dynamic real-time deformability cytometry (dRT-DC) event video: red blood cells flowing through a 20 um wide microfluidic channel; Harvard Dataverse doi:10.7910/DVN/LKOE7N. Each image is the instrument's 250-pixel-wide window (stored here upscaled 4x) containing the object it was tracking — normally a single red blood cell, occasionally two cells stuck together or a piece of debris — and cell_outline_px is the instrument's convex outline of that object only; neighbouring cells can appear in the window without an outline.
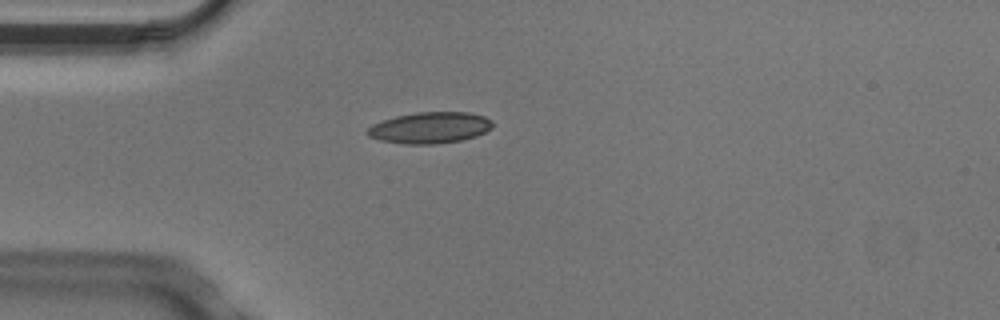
{"species": "Egyptian fruit bat (a non-hibernating species)", "species_latin": "Rousettus aegyptiacus", "temperature_condition": "cold", "stored_images_in_passage": 1, "camera_frame_rate_fps": 3000, "um_per_image_px": 0.085, "animal": {"sex": "male"}, "frame": {"image": 1, "passage_image": 1, "time_ms": 0.0, "image_size_px": [1000, 320], "cell_outline_px": [[492, 128], [476, 136], [460, 140], [436, 144], [404, 144], [380, 140], [368, 136], [364, 132], [372, 124], [396, 116], [416, 112], [468, 112], [484, 116], [492, 120]], "centroid_in_image_um": [36.52, 10.85], "position_along_channel_um": 48.5, "area_um2": 22.83}}